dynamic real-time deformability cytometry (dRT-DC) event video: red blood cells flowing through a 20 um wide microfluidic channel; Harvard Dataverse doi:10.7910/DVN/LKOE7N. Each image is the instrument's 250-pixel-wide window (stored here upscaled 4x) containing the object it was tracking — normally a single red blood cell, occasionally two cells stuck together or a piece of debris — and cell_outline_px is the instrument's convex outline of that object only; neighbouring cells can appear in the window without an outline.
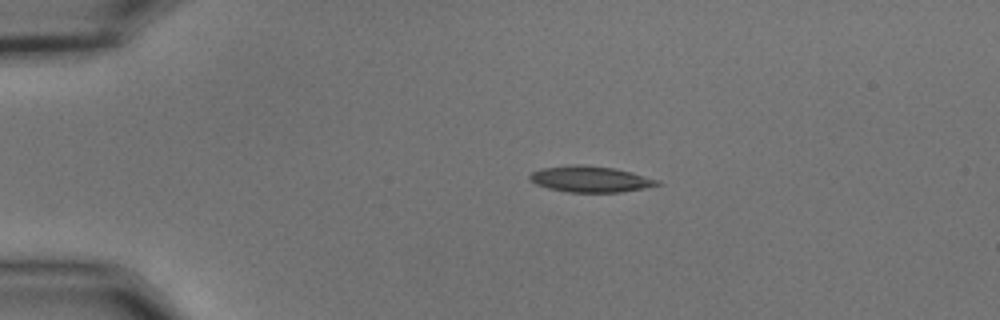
{"species": "common noctule bat (a hibernating species)", "species_latin": "Nyctalus noctula", "temperature_condition": "cold", "stored_images_in_passage": 44, "camera_frame_rate_fps": 3000, "um_per_image_px": 0.085, "animal": {"sex": "male", "body_mass_g": 15.6}, "frame": {"image": 1, "passage_image": 1, "time_ms": 0.0, "image_size_px": [1000, 320], "cell_outline_px": [[664, 184], [644, 188], [620, 192], [568, 192], [548, 188], [536, 184], [528, 176], [532, 172], [540, 168], [572, 164], [584, 164], [616, 168], [632, 172], [660, 180]], "centroid_in_image_um": [50.21, 15.21], "position_along_channel_um": 34.8, "area_um2": 19.59}}
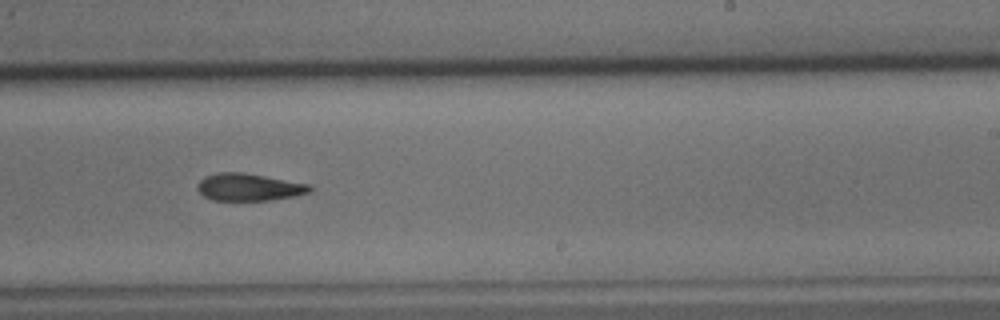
{"frame": {"image": 2, "passage_image": 24, "time_ms": 7.667, "image_size_px": [1000, 320], "cell_outline_px": [[312, 192], [296, 196], [272, 200], [212, 200], [204, 196], [196, 188], [196, 184], [204, 176], [216, 172], [244, 172], [312, 184]], "centroid_in_image_um": [21.18, 15.9], "position_along_channel_um": 267.8, "area_um2": 18.26}}
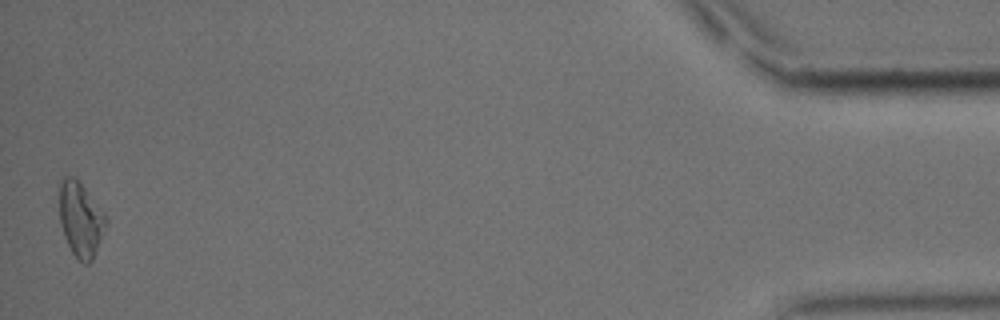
{"frame": {"image": 3, "passage_image": 44, "time_ms": 14.333, "image_size_px": [1000, 320], "cell_outline_px": [[108, 220], [92, 260], [88, 264], [84, 264], [72, 252], [64, 236], [60, 224], [56, 184], [64, 176], [76, 176], [104, 212]], "centroid_in_image_um": [6.79, 18.54], "position_along_channel_um": 428.4, "area_um2": 20.81}, "authors_computed_cell_mechanics": {"area_um2": 18.8717, "velocity_mm_per_s": 3.6539, "shape_relaxation_time_tau1_ms": 5.9199, "shape_relaxation_time_tau2_ms": null, "deformation_change_tau1": 0.1463, "deformation_change_tau2": null}}